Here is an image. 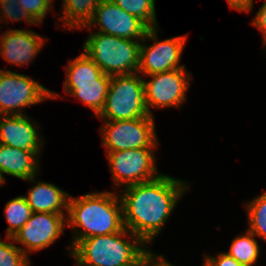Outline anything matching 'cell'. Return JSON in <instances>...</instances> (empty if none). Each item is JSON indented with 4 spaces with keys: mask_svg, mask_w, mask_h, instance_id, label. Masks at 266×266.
<instances>
[{
    "mask_svg": "<svg viewBox=\"0 0 266 266\" xmlns=\"http://www.w3.org/2000/svg\"><path fill=\"white\" fill-rule=\"evenodd\" d=\"M188 188L187 181L166 174L148 182L124 187L119 194L124 227L148 246L160 234Z\"/></svg>",
    "mask_w": 266,
    "mask_h": 266,
    "instance_id": "6da1fadb",
    "label": "cell"
},
{
    "mask_svg": "<svg viewBox=\"0 0 266 266\" xmlns=\"http://www.w3.org/2000/svg\"><path fill=\"white\" fill-rule=\"evenodd\" d=\"M67 214L66 226L75 233L70 254L82 239L117 233L124 228L122 203L116 192H92L77 198L70 195Z\"/></svg>",
    "mask_w": 266,
    "mask_h": 266,
    "instance_id": "7a4b0ae2",
    "label": "cell"
},
{
    "mask_svg": "<svg viewBox=\"0 0 266 266\" xmlns=\"http://www.w3.org/2000/svg\"><path fill=\"white\" fill-rule=\"evenodd\" d=\"M129 236V240L127 238ZM147 244L127 228L113 234L80 240L69 255L75 266H139L150 250Z\"/></svg>",
    "mask_w": 266,
    "mask_h": 266,
    "instance_id": "3957f363",
    "label": "cell"
},
{
    "mask_svg": "<svg viewBox=\"0 0 266 266\" xmlns=\"http://www.w3.org/2000/svg\"><path fill=\"white\" fill-rule=\"evenodd\" d=\"M140 47L141 41L94 32L82 48L104 74L114 76L138 73Z\"/></svg>",
    "mask_w": 266,
    "mask_h": 266,
    "instance_id": "277c9868",
    "label": "cell"
},
{
    "mask_svg": "<svg viewBox=\"0 0 266 266\" xmlns=\"http://www.w3.org/2000/svg\"><path fill=\"white\" fill-rule=\"evenodd\" d=\"M110 82L111 76L104 74L83 52L67 64L64 92L77 97L97 117L105 105Z\"/></svg>",
    "mask_w": 266,
    "mask_h": 266,
    "instance_id": "5b68a950",
    "label": "cell"
},
{
    "mask_svg": "<svg viewBox=\"0 0 266 266\" xmlns=\"http://www.w3.org/2000/svg\"><path fill=\"white\" fill-rule=\"evenodd\" d=\"M145 116L153 115L146 108L144 78L139 73L111 76L105 105L97 118L116 121Z\"/></svg>",
    "mask_w": 266,
    "mask_h": 266,
    "instance_id": "8992f818",
    "label": "cell"
},
{
    "mask_svg": "<svg viewBox=\"0 0 266 266\" xmlns=\"http://www.w3.org/2000/svg\"><path fill=\"white\" fill-rule=\"evenodd\" d=\"M57 96L30 76L0 69V115H25L23 108Z\"/></svg>",
    "mask_w": 266,
    "mask_h": 266,
    "instance_id": "52a82bcc",
    "label": "cell"
},
{
    "mask_svg": "<svg viewBox=\"0 0 266 266\" xmlns=\"http://www.w3.org/2000/svg\"><path fill=\"white\" fill-rule=\"evenodd\" d=\"M155 148L157 149V147H144L106 152L114 186L124 188L159 177L161 173L155 165Z\"/></svg>",
    "mask_w": 266,
    "mask_h": 266,
    "instance_id": "ba28073f",
    "label": "cell"
},
{
    "mask_svg": "<svg viewBox=\"0 0 266 266\" xmlns=\"http://www.w3.org/2000/svg\"><path fill=\"white\" fill-rule=\"evenodd\" d=\"M154 116L104 121L100 128L106 152L158 147Z\"/></svg>",
    "mask_w": 266,
    "mask_h": 266,
    "instance_id": "9c48e42d",
    "label": "cell"
},
{
    "mask_svg": "<svg viewBox=\"0 0 266 266\" xmlns=\"http://www.w3.org/2000/svg\"><path fill=\"white\" fill-rule=\"evenodd\" d=\"M157 28L158 27L149 28L141 41L140 67L138 70L141 76L185 68V65H180L179 62L182 57L187 36H176L158 41ZM147 38L148 40L154 41L152 45L146 44L145 40H147Z\"/></svg>",
    "mask_w": 266,
    "mask_h": 266,
    "instance_id": "30bf717a",
    "label": "cell"
},
{
    "mask_svg": "<svg viewBox=\"0 0 266 266\" xmlns=\"http://www.w3.org/2000/svg\"><path fill=\"white\" fill-rule=\"evenodd\" d=\"M192 76V73H188L185 68H178L148 75L152 78L149 81L144 78L145 102L148 113L153 115L150 110L152 107L157 109L179 108L186 102V94Z\"/></svg>",
    "mask_w": 266,
    "mask_h": 266,
    "instance_id": "8fae6325",
    "label": "cell"
},
{
    "mask_svg": "<svg viewBox=\"0 0 266 266\" xmlns=\"http://www.w3.org/2000/svg\"><path fill=\"white\" fill-rule=\"evenodd\" d=\"M99 27L96 32L119 38L142 41L149 27L138 17L127 13L111 0H101L92 20L81 29Z\"/></svg>",
    "mask_w": 266,
    "mask_h": 266,
    "instance_id": "7c38bea8",
    "label": "cell"
},
{
    "mask_svg": "<svg viewBox=\"0 0 266 266\" xmlns=\"http://www.w3.org/2000/svg\"><path fill=\"white\" fill-rule=\"evenodd\" d=\"M66 214L33 212L30 219L13 237L14 242L23 244L21 250L28 256L49 247L64 234ZM27 248V249H26Z\"/></svg>",
    "mask_w": 266,
    "mask_h": 266,
    "instance_id": "4fadbf2b",
    "label": "cell"
},
{
    "mask_svg": "<svg viewBox=\"0 0 266 266\" xmlns=\"http://www.w3.org/2000/svg\"><path fill=\"white\" fill-rule=\"evenodd\" d=\"M46 38L32 30L9 29L0 37V56L10 64L26 66L43 48Z\"/></svg>",
    "mask_w": 266,
    "mask_h": 266,
    "instance_id": "5bb4252c",
    "label": "cell"
},
{
    "mask_svg": "<svg viewBox=\"0 0 266 266\" xmlns=\"http://www.w3.org/2000/svg\"><path fill=\"white\" fill-rule=\"evenodd\" d=\"M32 120L28 115H0V144L41 151L44 139L38 133L37 122Z\"/></svg>",
    "mask_w": 266,
    "mask_h": 266,
    "instance_id": "9a60e30c",
    "label": "cell"
},
{
    "mask_svg": "<svg viewBox=\"0 0 266 266\" xmlns=\"http://www.w3.org/2000/svg\"><path fill=\"white\" fill-rule=\"evenodd\" d=\"M41 151H25L16 147L0 144V176L6 182L3 174L31 181L35 184L38 175Z\"/></svg>",
    "mask_w": 266,
    "mask_h": 266,
    "instance_id": "2e32d148",
    "label": "cell"
},
{
    "mask_svg": "<svg viewBox=\"0 0 266 266\" xmlns=\"http://www.w3.org/2000/svg\"><path fill=\"white\" fill-rule=\"evenodd\" d=\"M27 194L25 198L32 212L65 214L68 210L70 194L55 184L38 181Z\"/></svg>",
    "mask_w": 266,
    "mask_h": 266,
    "instance_id": "e0dca14e",
    "label": "cell"
},
{
    "mask_svg": "<svg viewBox=\"0 0 266 266\" xmlns=\"http://www.w3.org/2000/svg\"><path fill=\"white\" fill-rule=\"evenodd\" d=\"M100 2L101 0H64L61 7L65 15L60 16L61 21L70 30H79L92 20Z\"/></svg>",
    "mask_w": 266,
    "mask_h": 266,
    "instance_id": "ac0fdd59",
    "label": "cell"
},
{
    "mask_svg": "<svg viewBox=\"0 0 266 266\" xmlns=\"http://www.w3.org/2000/svg\"><path fill=\"white\" fill-rule=\"evenodd\" d=\"M255 237L247 229L245 234H241L232 240L228 252L225 253L244 266L255 265L260 254V246Z\"/></svg>",
    "mask_w": 266,
    "mask_h": 266,
    "instance_id": "d6986e66",
    "label": "cell"
},
{
    "mask_svg": "<svg viewBox=\"0 0 266 266\" xmlns=\"http://www.w3.org/2000/svg\"><path fill=\"white\" fill-rule=\"evenodd\" d=\"M32 213L24 195L9 200L4 209L5 219L9 224L5 237H14L30 219Z\"/></svg>",
    "mask_w": 266,
    "mask_h": 266,
    "instance_id": "ffe728a7",
    "label": "cell"
},
{
    "mask_svg": "<svg viewBox=\"0 0 266 266\" xmlns=\"http://www.w3.org/2000/svg\"><path fill=\"white\" fill-rule=\"evenodd\" d=\"M248 230L266 241V192L246 202Z\"/></svg>",
    "mask_w": 266,
    "mask_h": 266,
    "instance_id": "44dd1931",
    "label": "cell"
},
{
    "mask_svg": "<svg viewBox=\"0 0 266 266\" xmlns=\"http://www.w3.org/2000/svg\"><path fill=\"white\" fill-rule=\"evenodd\" d=\"M127 13L138 17L149 28L158 27L155 0H111Z\"/></svg>",
    "mask_w": 266,
    "mask_h": 266,
    "instance_id": "7402d4cb",
    "label": "cell"
},
{
    "mask_svg": "<svg viewBox=\"0 0 266 266\" xmlns=\"http://www.w3.org/2000/svg\"><path fill=\"white\" fill-rule=\"evenodd\" d=\"M6 240L13 243L0 240V266H29V257L14 244L13 237H6Z\"/></svg>",
    "mask_w": 266,
    "mask_h": 266,
    "instance_id": "603a6c76",
    "label": "cell"
},
{
    "mask_svg": "<svg viewBox=\"0 0 266 266\" xmlns=\"http://www.w3.org/2000/svg\"><path fill=\"white\" fill-rule=\"evenodd\" d=\"M0 21L6 24L7 20L13 22L25 20L30 25L37 24L28 13L19 6L18 0H0ZM4 19V20H3Z\"/></svg>",
    "mask_w": 266,
    "mask_h": 266,
    "instance_id": "cb8c5ba5",
    "label": "cell"
},
{
    "mask_svg": "<svg viewBox=\"0 0 266 266\" xmlns=\"http://www.w3.org/2000/svg\"><path fill=\"white\" fill-rule=\"evenodd\" d=\"M18 2L19 6L28 13L37 25L42 24L54 4L52 0H18Z\"/></svg>",
    "mask_w": 266,
    "mask_h": 266,
    "instance_id": "d4e9b609",
    "label": "cell"
},
{
    "mask_svg": "<svg viewBox=\"0 0 266 266\" xmlns=\"http://www.w3.org/2000/svg\"><path fill=\"white\" fill-rule=\"evenodd\" d=\"M203 266H244L225 252H220L217 256H204Z\"/></svg>",
    "mask_w": 266,
    "mask_h": 266,
    "instance_id": "484cf974",
    "label": "cell"
},
{
    "mask_svg": "<svg viewBox=\"0 0 266 266\" xmlns=\"http://www.w3.org/2000/svg\"><path fill=\"white\" fill-rule=\"evenodd\" d=\"M149 250L141 259L139 266H174L166 261L164 256L157 255Z\"/></svg>",
    "mask_w": 266,
    "mask_h": 266,
    "instance_id": "4316f807",
    "label": "cell"
},
{
    "mask_svg": "<svg viewBox=\"0 0 266 266\" xmlns=\"http://www.w3.org/2000/svg\"><path fill=\"white\" fill-rule=\"evenodd\" d=\"M255 28L261 31L263 34V42L266 40V0L261 6L259 11L255 14V17L250 22Z\"/></svg>",
    "mask_w": 266,
    "mask_h": 266,
    "instance_id": "83f0119b",
    "label": "cell"
},
{
    "mask_svg": "<svg viewBox=\"0 0 266 266\" xmlns=\"http://www.w3.org/2000/svg\"><path fill=\"white\" fill-rule=\"evenodd\" d=\"M254 0H227L229 7L239 12H250L253 8Z\"/></svg>",
    "mask_w": 266,
    "mask_h": 266,
    "instance_id": "f1b7e54d",
    "label": "cell"
},
{
    "mask_svg": "<svg viewBox=\"0 0 266 266\" xmlns=\"http://www.w3.org/2000/svg\"><path fill=\"white\" fill-rule=\"evenodd\" d=\"M5 182L2 180L1 176H0V187L3 186Z\"/></svg>",
    "mask_w": 266,
    "mask_h": 266,
    "instance_id": "f546056e",
    "label": "cell"
}]
</instances>
